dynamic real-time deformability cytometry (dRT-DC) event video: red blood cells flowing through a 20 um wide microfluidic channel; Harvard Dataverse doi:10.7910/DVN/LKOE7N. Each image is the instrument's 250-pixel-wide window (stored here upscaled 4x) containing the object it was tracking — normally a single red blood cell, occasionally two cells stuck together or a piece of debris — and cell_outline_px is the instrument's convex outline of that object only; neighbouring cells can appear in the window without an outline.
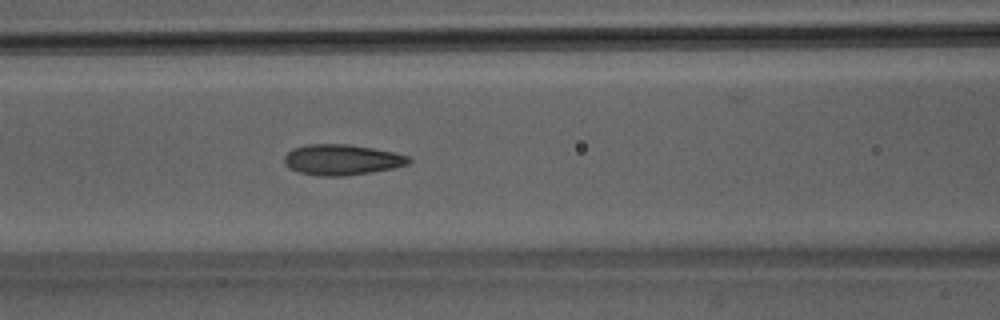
{"species": "Egyptian fruit bat (a non-hibernating species)", "species_latin": "Rousettus aegyptiacus", "temperature_condition": "room temperature", "stored_images_in_passage": 44, "camera_frame_rate_fps": 3000, "um_per_image_px": 0.085, "animal": {"sex": "male"}, "frame": {"image": 1, "passage_image": 15, "time_ms": 4.667, "image_size_px": [1000, 320], "cell_outline_px": [[412, 160], [408, 164], [392, 168], [372, 172], [344, 176], [320, 176], [300, 172], [284, 164], [284, 156], [292, 148], [308, 144], [348, 144], [372, 148], [392, 152], [408, 156]], "centroid_in_image_um": [29.04, 13.57], "position_along_channel_um": 137.6, "area_um2": 22.08}}
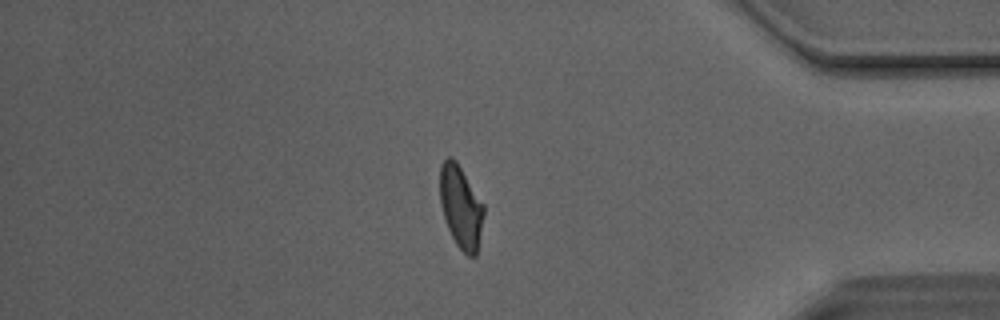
{"frame": {"image": 2, "passage_image": 36, "time_ms": 11.667, "image_size_px": [1000, 320], "cell_outline_px": [[484, 212], [476, 256], [468, 256], [456, 244], [448, 228], [440, 204], [440, 164], [448, 156], [452, 156], [456, 160], [484, 204]], "centroid_in_image_um": [39.16, 17.55], "position_along_channel_um": 396.0, "area_um2": 20.98}}
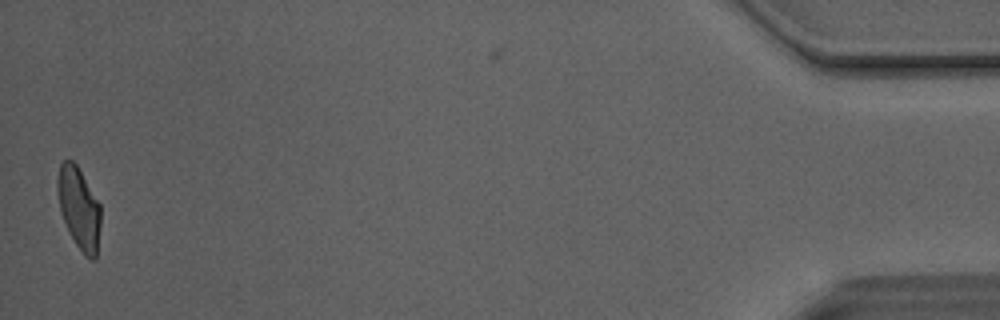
{"frame": {"image": 3, "passage_image": 43, "time_ms": 14.0, "image_size_px": [1000, 320], "cell_outline_px": [[100, 224], [96, 260], [92, 260], [84, 256], [76, 244], [60, 212], [56, 188], [56, 180], [60, 164], [64, 160], [72, 160], [76, 164], [100, 204]], "centroid_in_image_um": [6.7, 17.69], "position_along_channel_um": 428.5, "area_um2": 20.52}, "authors_computed_cell_mechanics": {"area_um2": 21.5305, "velocity_mm_per_s": 4.1177, "shape_relaxation_time_tau1_ms": 4.0887, "shape_relaxation_time_tau2_ms": 1.1932, "deformation_change_tau1": 0.1488, "deformation_change_tau2": 0.0722}}